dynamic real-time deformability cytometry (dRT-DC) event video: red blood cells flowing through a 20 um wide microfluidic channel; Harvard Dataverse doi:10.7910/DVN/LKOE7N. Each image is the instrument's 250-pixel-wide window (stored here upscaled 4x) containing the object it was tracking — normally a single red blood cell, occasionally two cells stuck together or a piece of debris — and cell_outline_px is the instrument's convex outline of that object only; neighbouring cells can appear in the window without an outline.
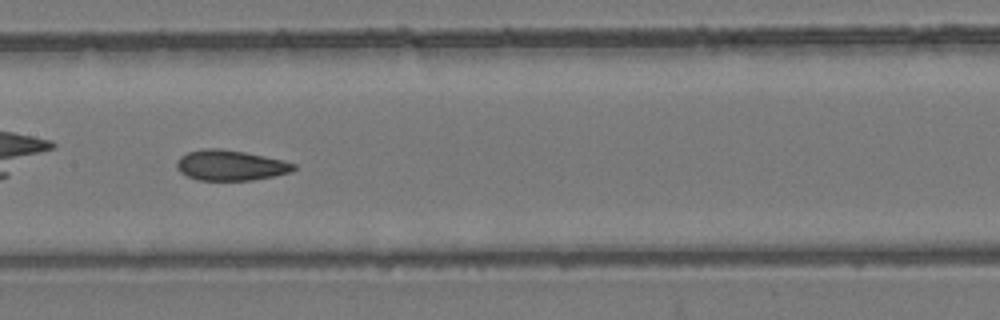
{"species": "common noctule bat (a hibernating species)", "species_latin": "Nyctalus noctula", "temperature_condition": "room temperature", "stored_images_in_passage": 40, "camera_frame_rate_fps": 3000, "um_per_image_px": 0.085, "animal": {"sex": "female", "body_mass_g": 24.6, "forearm_length_mm": 56.2}, "frame": {"image": 1, "passage_image": 12, "time_ms": 3.667, "image_size_px": [1000, 320], "cell_outline_px": [[296, 168], [292, 172], [252, 180], [196, 180], [180, 172], [176, 168], [176, 160], [180, 156], [188, 152], [204, 148], [220, 148], [244, 152], [284, 160], [296, 164]], "centroid_in_image_um": [19.57, 14.05], "position_along_channel_um": 187.8, "area_um2": 20.81}, "authors_computed_cell_mechanics": {"area_um2": 21.2415, "velocity_mm_per_s": 3.8238, "shape_relaxation_time_tau1_ms": null, "shape_relaxation_time_tau2_ms": 2.299, "deformation_change_tau1": null, "deformation_change_tau2": 0.0844}}